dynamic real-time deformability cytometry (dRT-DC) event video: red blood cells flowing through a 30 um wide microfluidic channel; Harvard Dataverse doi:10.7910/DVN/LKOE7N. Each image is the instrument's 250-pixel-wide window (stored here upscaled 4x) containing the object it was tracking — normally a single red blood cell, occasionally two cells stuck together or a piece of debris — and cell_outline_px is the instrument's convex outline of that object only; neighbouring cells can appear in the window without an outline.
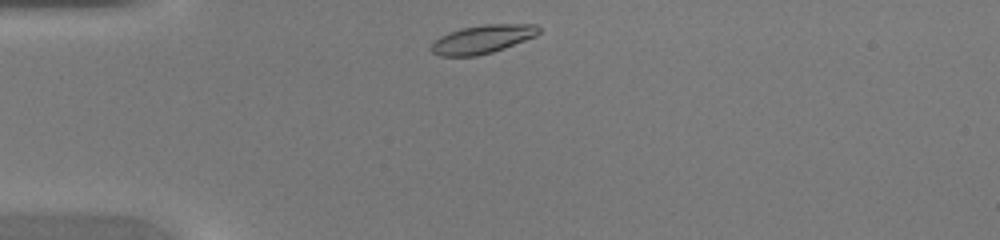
{"species": "common noctule bat (a hibernating species)", "species_latin": "Nyctalus noctula", "temperature_condition": "warm", "stored_images_in_passage": 34, "camera_frame_rate_fps": 3000, "um_per_image_px": 0.085, "animal": {"sex": "female", "body_mass_g": 20.0, "forearm_length_mm": 54.0}, "frame": {"image": 1, "passage_image": 1, "time_ms": 0.0, "image_size_px": [1000, 240], "cell_outline_px": [[540, 32], [536, 36], [504, 48], [492, 52], [476, 56], [440, 56], [432, 52], [428, 48], [440, 36], [448, 32], [460, 28], [484, 24], [536, 24], [540, 28]], "centroid_in_image_um": [40.99, 3.33], "position_along_channel_um": 44.0, "area_um2": 17.92}}
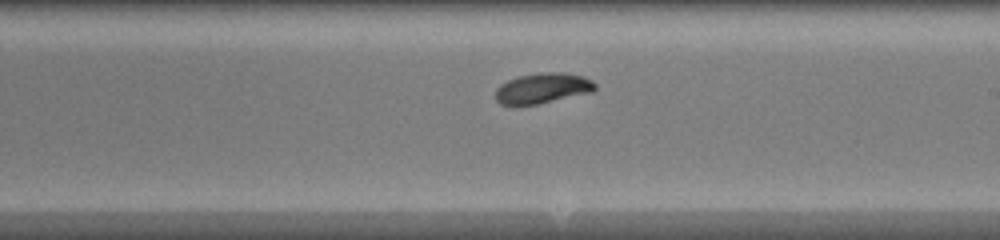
{"frame": {"image": 2, "passage_image": 16, "time_ms": 5.0, "image_size_px": [1000, 240], "cell_outline_px": [[596, 88], [592, 92], [536, 104], [500, 104], [496, 100], [496, 88], [500, 84], [508, 80], [520, 76], [540, 72], [560, 72], [584, 76], [592, 80], [596, 84]], "centroid_in_image_um": [46.14, 7.48], "position_along_channel_um": 242.9, "area_um2": 17.46}}
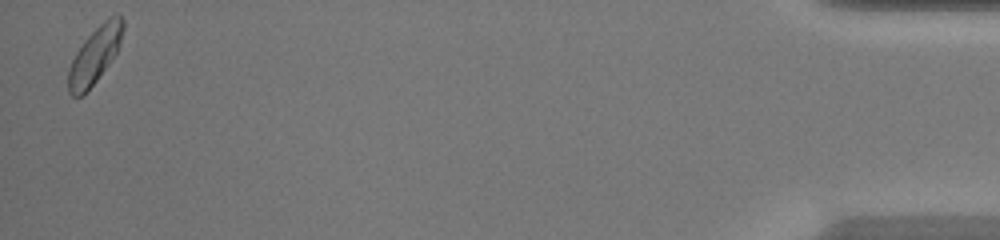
{"frame": {"image": 3, "passage_image": 34, "time_ms": 11.0, "image_size_px": [1000, 240], "cell_outline_px": [[124, 28], [120, 44], [116, 52], [96, 80], [80, 96], [72, 96], [68, 92], [68, 68], [76, 52], [84, 40], [104, 20], [112, 16], [120, 16], [124, 20]], "centroid_in_image_um": [8.05, 4.67], "position_along_channel_um": 427.2, "area_um2": 17.46}}